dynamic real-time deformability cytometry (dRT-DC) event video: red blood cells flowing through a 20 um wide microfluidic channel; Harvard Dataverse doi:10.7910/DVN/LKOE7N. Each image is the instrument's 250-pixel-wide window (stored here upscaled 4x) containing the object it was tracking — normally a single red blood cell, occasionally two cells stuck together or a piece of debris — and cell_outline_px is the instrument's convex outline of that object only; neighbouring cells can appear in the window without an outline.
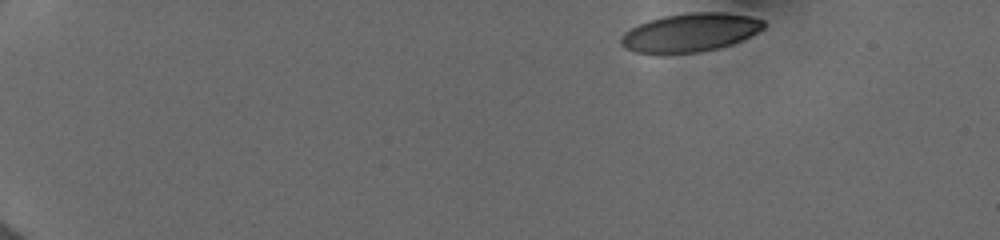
{"species": "human", "species_latin": "Homo sapiens", "temperature_condition": "cold", "stored_images_in_passage": 14, "camera_frame_rate_fps": 3000, "um_per_image_px": 0.085, "donor": {"sex": "female"}, "frame": {"image": 1, "passage_image": 1, "time_ms": 0.0, "image_size_px": [1000, 240], "cell_outline_px": [[764, 28], [732, 44], [700, 52], [660, 56], [636, 52], [624, 48], [620, 44], [620, 40], [624, 32], [648, 20], [664, 16], [692, 12], [724, 12], [748, 16], [764, 20]], "centroid_in_image_um": [58.6, 2.8], "position_along_channel_um": 26.4, "area_um2": 32.31}}
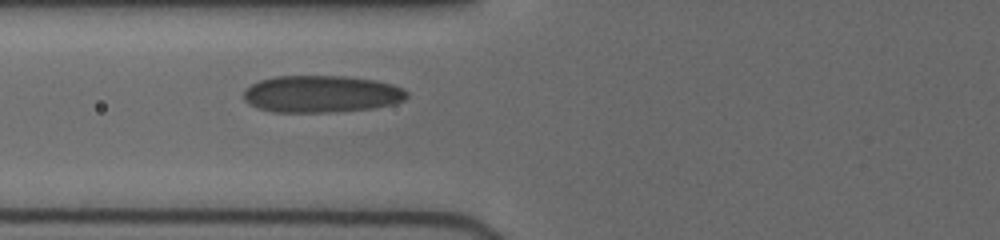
{"frame": {"image": 2, "passage_image": 10, "time_ms": 5.0, "image_size_px": [1000, 240], "cell_outline_px": [[408, 96], [404, 100], [392, 104], [372, 108], [328, 112], [272, 112], [256, 108], [248, 104], [244, 100], [244, 88], [260, 80], [276, 76], [344, 76], [376, 80], [392, 84], [404, 88], [408, 92]], "centroid_in_image_um": [27.3, 7.99], "position_along_channel_um": 98.5, "area_um2": 35.43}}
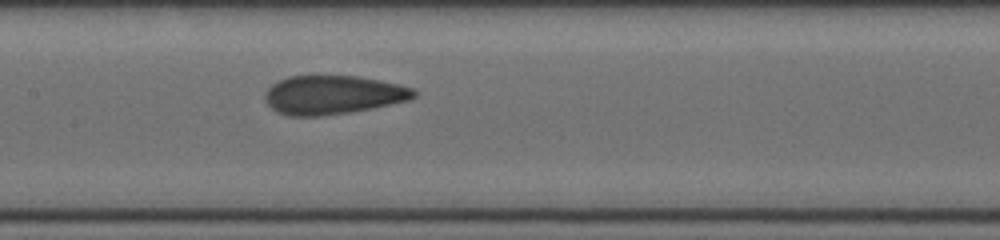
{"frame": {"image": 3, "passage_image": 14, "time_ms": 7.0, "image_size_px": [1000, 240], "cell_outline_px": [[416, 96], [408, 100], [372, 108], [348, 112], [320, 116], [292, 116], [276, 112], [264, 100], [264, 92], [272, 84], [288, 76], [360, 76], [400, 84], [416, 88]], "centroid_in_image_um": [28.3, 8.06], "position_along_channel_um": 179.1, "area_um2": 33.76}}